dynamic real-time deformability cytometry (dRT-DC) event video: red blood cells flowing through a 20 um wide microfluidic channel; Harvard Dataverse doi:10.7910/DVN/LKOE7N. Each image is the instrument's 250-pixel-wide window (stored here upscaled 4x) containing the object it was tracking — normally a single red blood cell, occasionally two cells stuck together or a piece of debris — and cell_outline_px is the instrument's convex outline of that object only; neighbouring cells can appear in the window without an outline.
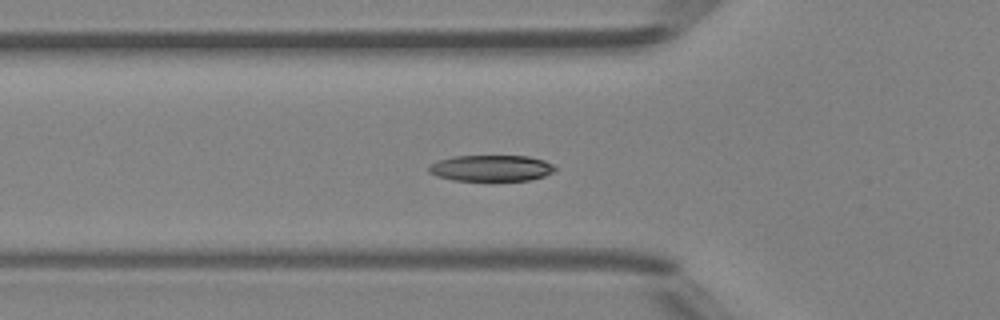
{"species": "Egyptian fruit bat (a non-hibernating species)", "species_latin": "Rousettus aegyptiacus", "temperature_condition": "room temperature", "stored_images_in_passage": 42, "camera_frame_rate_fps": 3000, "um_per_image_px": 0.085, "animal": {"sex": "female"}, "frame": {"image": 1, "passage_image": 9, "time_ms": 2.667, "image_size_px": [1000, 320], "cell_outline_px": [[556, 168], [552, 172], [544, 176], [528, 180], [452, 180], [436, 176], [428, 172], [428, 164], [452, 156], [528, 156], [544, 160], [552, 164]], "centroid_in_image_um": [41.71, 14.28], "position_along_channel_um": 84.1, "area_um2": 19.19}}
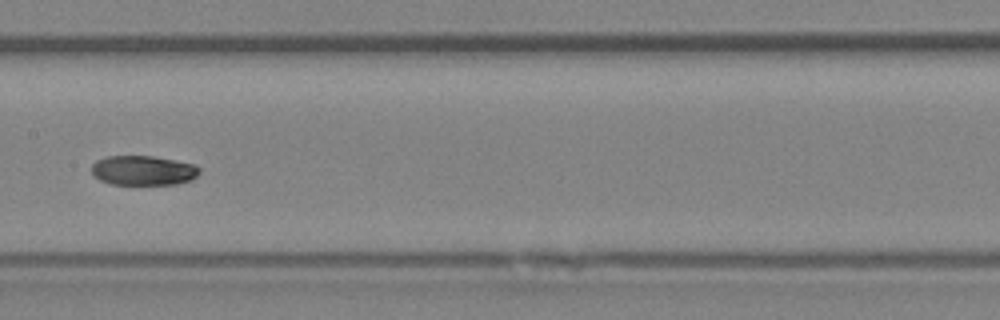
{"frame": {"image": 2, "passage_image": 17, "time_ms": 5.333, "image_size_px": [1000, 320], "cell_outline_px": [[200, 172], [192, 180], [176, 184], [112, 184], [100, 180], [92, 172], [92, 164], [96, 160], [108, 156], [152, 156], [176, 160], [196, 164], [200, 168]], "centroid_in_image_um": [12.21, 14.48], "position_along_channel_um": 195.2, "area_um2": 18.67}}
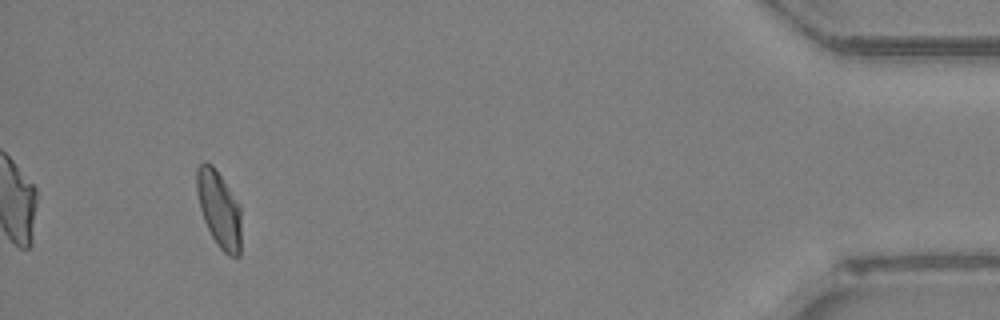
{"frame": {"image": 3, "passage_image": 38, "time_ms": 12.333, "image_size_px": [1000, 320], "cell_outline_px": [[240, 256], [228, 256], [216, 244], [204, 220], [200, 208], [196, 192], [196, 168], [204, 160], [212, 164], [240, 204]], "centroid_in_image_um": [18.6, 17.75], "position_along_channel_um": 416.6, "area_um2": 19.88}, "authors_computed_cell_mechanics": {"area_um2": 19.7387, "velocity_mm_per_s": 4.1777, "shape_relaxation_time_tau1_ms": 4.5337, "shape_relaxation_time_tau2_ms": 5.0695, "deformation_change_tau1": 0.1705, "deformation_change_tau2": 0.067}}